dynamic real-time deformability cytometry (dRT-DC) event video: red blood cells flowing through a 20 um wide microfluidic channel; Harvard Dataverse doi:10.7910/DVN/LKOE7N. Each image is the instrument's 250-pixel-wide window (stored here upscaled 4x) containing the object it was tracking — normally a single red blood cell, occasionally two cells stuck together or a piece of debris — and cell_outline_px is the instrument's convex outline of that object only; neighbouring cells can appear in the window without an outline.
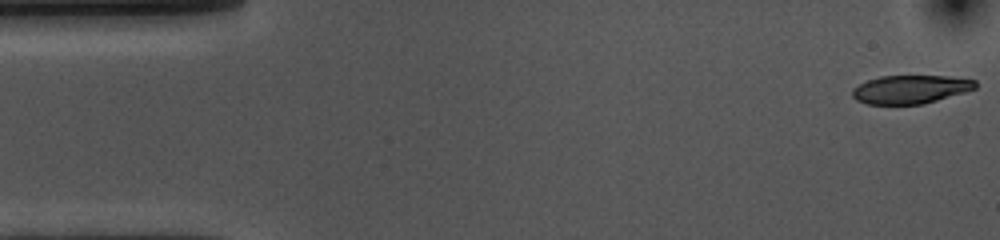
{"species": "common noctule bat (a hibernating species)", "species_latin": "Nyctalus noctula", "temperature_condition": "cold", "stored_images_in_passage": 54, "camera_frame_rate_fps": 3000, "um_per_image_px": 0.085, "animal": {"sex": "female", "body_mass_g": 10.0, "forearm_length_mm": 53.1}, "frame": {"image": 1, "passage_image": 1, "time_ms": 0.0, "image_size_px": [1000, 240], "cell_outline_px": [[976, 88], [964, 92], [936, 100], [920, 104], [868, 104], [856, 100], [852, 96], [852, 88], [868, 80], [880, 76], [948, 76], [976, 80]], "centroid_in_image_um": [77.36, 7.59], "position_along_channel_um": 7.6, "area_um2": 20.17}}
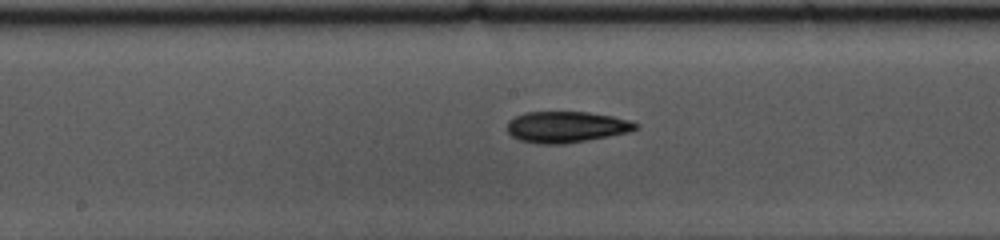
{"frame": {"image": 2, "passage_image": 26, "time_ms": 8.333, "image_size_px": [1000, 240], "cell_outline_px": [[640, 124], [636, 128], [628, 132], [608, 136], [564, 144], [536, 144], [520, 140], [512, 136], [508, 132], [508, 120], [524, 112], [588, 112], [612, 116], [632, 120]], "centroid_in_image_um": [48.13, 10.79], "position_along_channel_um": 200.1, "area_um2": 23.35}}
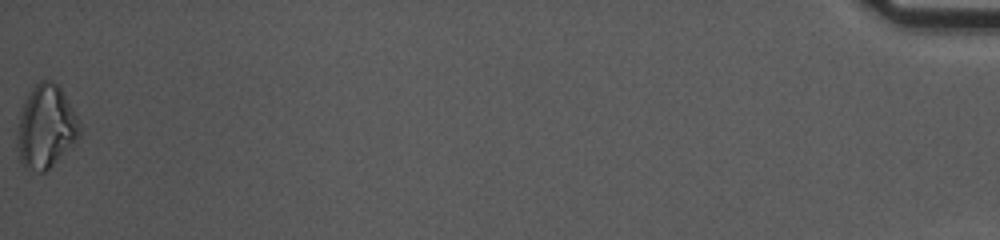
{"frame": {"image": 3, "passage_image": 54, "time_ms": 17.667, "image_size_px": [1000, 240], "cell_outline_px": [[80, 136], [44, 172], [36, 172], [24, 168], [20, 160], [16, 148], [16, 136], [20, 116], [28, 92], [40, 80], [52, 80], [60, 84], [80, 120]], "centroid_in_image_um": [3.9, 10.74], "position_along_channel_um": 431.3, "area_um2": 30.4}, "authors_computed_cell_mechanics": {"area_um2": 22.6287, "velocity_mm_per_s": 3.6191, "shape_relaxation_time_tau1_ms": 4.4365, "shape_relaxation_time_tau2_ms": 5.1358, "deformation_change_tau1": 0.1296, "deformation_change_tau2": 0.1327}}